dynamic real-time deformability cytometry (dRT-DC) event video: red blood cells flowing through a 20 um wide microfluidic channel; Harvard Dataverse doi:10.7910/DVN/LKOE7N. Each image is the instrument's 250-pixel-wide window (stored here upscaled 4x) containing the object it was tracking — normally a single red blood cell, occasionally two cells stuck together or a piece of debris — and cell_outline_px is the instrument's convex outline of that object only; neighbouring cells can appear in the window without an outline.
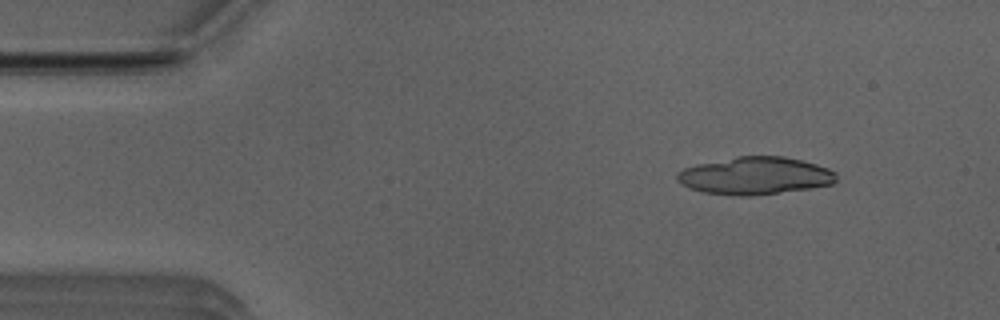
{"species": "Egyptian fruit bat (a non-hibernating species)", "species_latin": "Rousettus aegyptiacus", "temperature_condition": "room temperature", "stored_images_in_passage": 16, "camera_frame_rate_fps": 3000, "um_per_image_px": 0.085, "animal": {"sex": "male"}, "frame": {"image": 1, "passage_image": 5, "time_ms": 1.333, "image_size_px": [1000, 320], "cell_outline_px": [[836, 180], [832, 184], [808, 188], [752, 196], [740, 196], [704, 192], [688, 188], [680, 184], [676, 180], [676, 172], [684, 168], [696, 164], [736, 156], [784, 156], [816, 164], [828, 168], [836, 172]], "centroid_in_image_um": [64.13, 14.93], "position_along_channel_um": 20.9, "area_um2": 34.85}}